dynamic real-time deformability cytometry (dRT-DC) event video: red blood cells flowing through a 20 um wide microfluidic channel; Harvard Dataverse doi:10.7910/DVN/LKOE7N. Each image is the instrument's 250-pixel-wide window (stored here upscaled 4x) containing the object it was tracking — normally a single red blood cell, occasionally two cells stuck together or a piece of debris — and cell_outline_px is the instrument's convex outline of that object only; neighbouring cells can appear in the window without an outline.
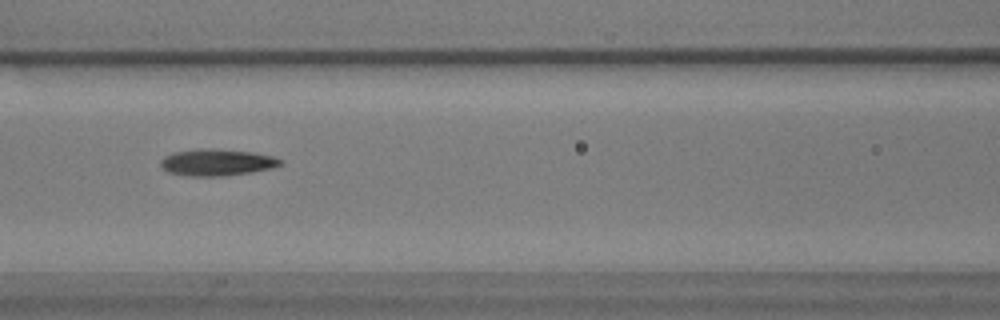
{"species": "common noctule bat (a hibernating species)", "species_latin": "Nyctalus noctula", "temperature_condition": "warm", "stored_images_in_passage": 36, "camera_frame_rate_fps": 3000, "um_per_image_px": 0.085, "animal": {"sex": "male", "body_mass_g": 17.9}, "frame": {"image": 1, "passage_image": 8, "time_ms": 2.333, "image_size_px": [1000, 320], "cell_outline_px": [[284, 164], [272, 168], [252, 172], [224, 176], [188, 176], [168, 172], [160, 168], [160, 160], [164, 156], [172, 152], [196, 148], [212, 148], [252, 152], [272, 156], [284, 160]], "centroid_in_image_um": [18.41, 13.79], "position_along_channel_um": 148.2, "area_um2": 19.02}}
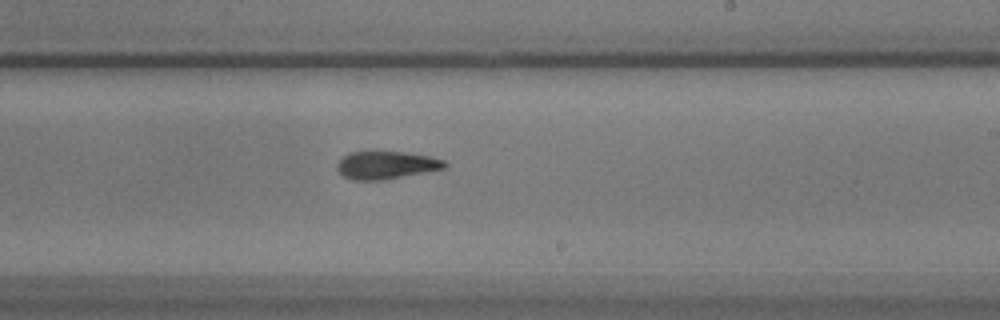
{"frame": {"image": 2, "passage_image": 17, "time_ms": 5.333, "image_size_px": [1000, 320], "cell_outline_px": [[448, 168], [384, 180], [352, 180], [344, 176], [336, 168], [336, 164], [348, 152], [404, 152], [432, 156], [444, 160], [448, 164]], "centroid_in_image_um": [32.88, 14.04], "position_along_channel_um": 256.1, "area_um2": 17.57}}
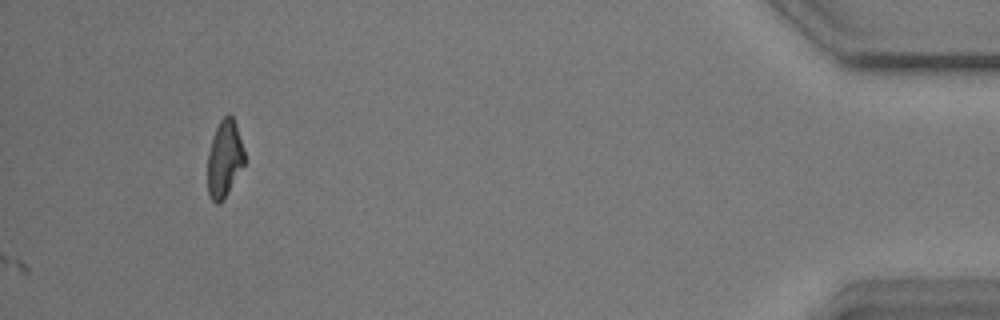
{"frame": {"image": 3, "passage_image": 36, "time_ms": 11.667, "image_size_px": [1000, 320], "cell_outline_px": [[244, 164], [224, 200], [220, 204], [216, 204], [208, 196], [208, 152], [212, 136], [220, 120], [228, 112], [232, 116], [236, 124], [244, 148]], "centroid_in_image_um": [19.07, 13.5], "position_along_channel_um": 416.1, "area_um2": 16.7}, "authors_computed_cell_mechanics": {"area_um2": 17.5134, "velocity_mm_per_s": 3.6101, "shape_relaxation_time_tau1_ms": 3.2567, "shape_relaxation_time_tau2_ms": 7.0061, "deformation_change_tau1": 0.1683, "deformation_change_tau2": 0.1661}}